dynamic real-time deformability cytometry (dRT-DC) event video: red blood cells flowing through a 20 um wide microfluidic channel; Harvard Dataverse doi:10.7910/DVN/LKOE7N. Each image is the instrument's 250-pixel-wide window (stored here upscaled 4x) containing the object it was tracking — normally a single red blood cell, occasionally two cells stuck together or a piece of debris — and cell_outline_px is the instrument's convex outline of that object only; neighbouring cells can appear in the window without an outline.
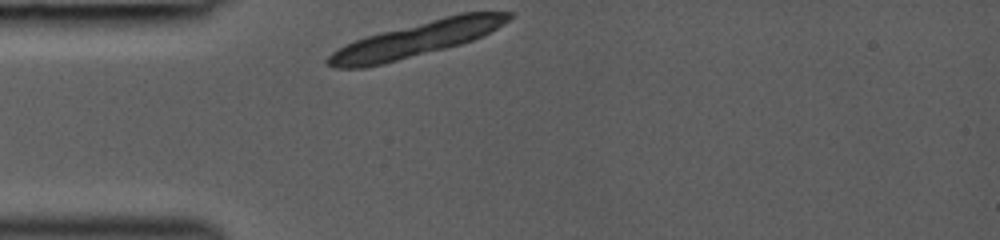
{"species": "common noctule bat (a hibernating species)", "species_latin": "Nyctalus noctula", "temperature_condition": "room temperature", "stored_images_in_passage": 34, "camera_frame_rate_fps": 3000, "um_per_image_px": 0.085, "animal": {"sex": "female", "body_mass_g": 19.0, "forearm_length_mm": 53.3}, "frame": {"image": 1, "passage_image": 1, "time_ms": 0.0, "image_size_px": [1000, 240], "cell_outline_px": [[512, 16], [508, 20], [496, 28], [472, 40], [460, 44], [384, 64], [364, 68], [332, 68], [324, 60], [332, 52], [356, 40], [368, 36], [444, 16], [460, 12], [512, 12]], "centroid_in_image_um": [35.36, 3.35], "position_along_channel_um": 49.6, "area_um2": 35.84}}